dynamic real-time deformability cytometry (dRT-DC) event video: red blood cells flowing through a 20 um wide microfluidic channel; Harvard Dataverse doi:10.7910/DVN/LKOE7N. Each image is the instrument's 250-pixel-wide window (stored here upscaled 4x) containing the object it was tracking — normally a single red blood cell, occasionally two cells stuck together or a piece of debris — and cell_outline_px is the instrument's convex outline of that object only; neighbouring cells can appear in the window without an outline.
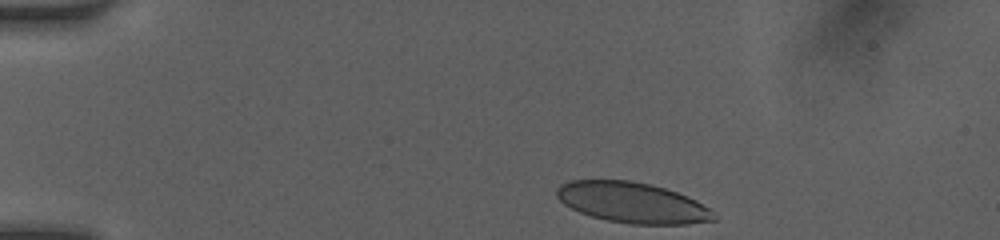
{"species": "human", "species_latin": "Homo sapiens", "temperature_condition": "room temperature", "stored_images_in_passage": 36, "camera_frame_rate_fps": 3000, "um_per_image_px": 0.085, "donor": {"sex": "female"}, "frame": {"image": 1, "passage_image": 1, "time_ms": 0.0, "image_size_px": [1000, 240], "cell_outline_px": [[716, 220], [688, 224], [632, 224], [608, 220], [592, 216], [580, 212], [564, 204], [556, 196], [556, 188], [560, 184], [572, 180], [632, 180], [652, 184], [688, 196], [696, 200], [708, 208], [716, 216]], "centroid_in_image_um": [53.74, 17.21], "position_along_channel_um": 31.3, "area_um2": 37.11}}
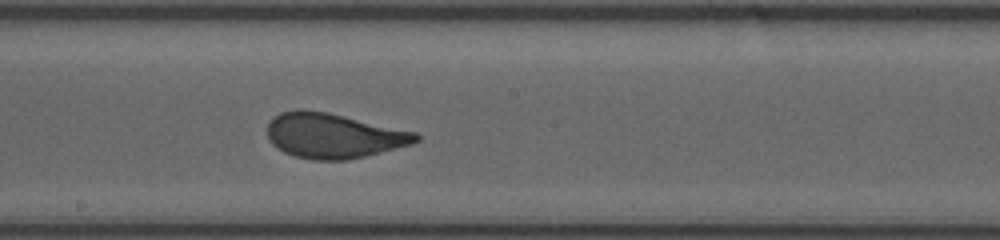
{"frame": {"image": 2, "passage_image": 20, "time_ms": 6.333, "image_size_px": [1000, 240], "cell_outline_px": [[420, 140], [412, 144], [364, 156], [344, 160], [312, 160], [296, 156], [284, 152], [272, 144], [268, 140], [268, 124], [280, 112], [296, 108], [300, 108], [328, 112], [416, 132], [420, 136]], "centroid_in_image_um": [28.33, 11.52], "position_along_channel_um": 219.9, "area_um2": 38.84}}
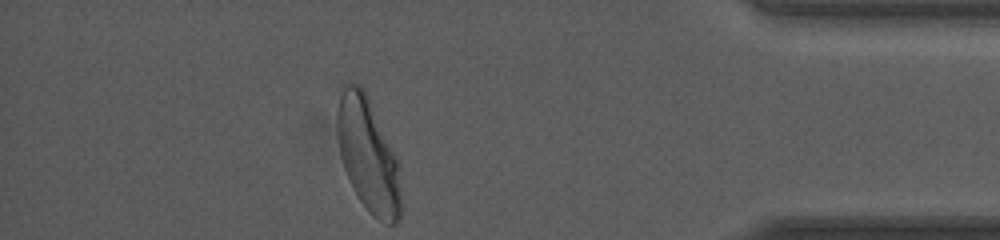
{"frame": {"image": 3, "passage_image": 36, "time_ms": 11.667, "image_size_px": [1000, 240], "cell_outline_px": [[400, 220], [396, 224], [388, 224], [372, 216], [360, 200], [352, 188], [344, 168], [340, 156], [336, 128], [336, 112], [340, 96], [344, 84], [360, 84], [364, 88], [400, 164]], "centroid_in_image_um": [31.28, 13.18], "position_along_channel_um": 403.9, "area_um2": 42.54}, "authors_computed_cell_mechanics": {"area_um2": 38.9572, "velocity_mm_per_s": 4.1159, "shape_relaxation_time_tau1_ms": 4.4799, "shape_relaxation_time_tau2_ms": null, "deformation_change_tau1": 0.1646, "deformation_change_tau2": null}}